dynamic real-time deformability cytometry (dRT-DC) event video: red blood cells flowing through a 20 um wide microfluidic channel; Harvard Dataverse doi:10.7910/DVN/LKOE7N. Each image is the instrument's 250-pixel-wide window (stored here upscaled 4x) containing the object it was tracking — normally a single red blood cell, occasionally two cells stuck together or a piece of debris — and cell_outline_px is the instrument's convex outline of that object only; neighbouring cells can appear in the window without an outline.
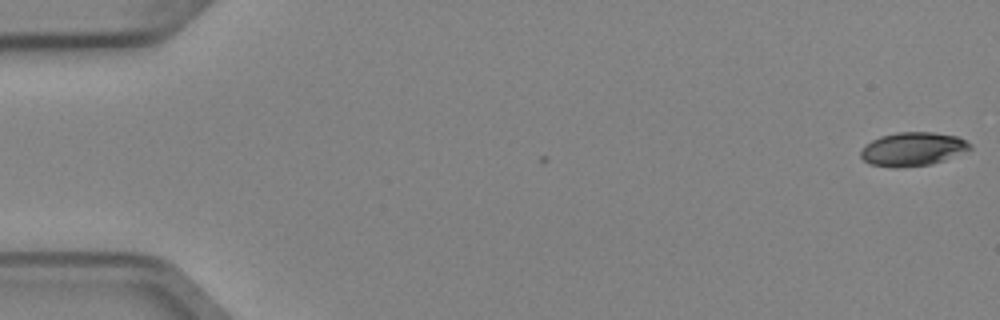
{"species": "Egyptian fruit bat (a non-hibernating species)", "species_latin": "Rousettus aegyptiacus", "temperature_condition": "cold", "stored_images_in_passage": 3, "camera_frame_rate_fps": 3000, "um_per_image_px": 0.085, "animal": {"sex": "female"}, "frame": {"image": 1, "passage_image": 1, "time_ms": 0.0, "image_size_px": [1000, 320], "cell_outline_px": [[972, 148], [944, 160], [932, 164], [900, 168], [892, 168], [868, 164], [860, 156], [860, 152], [872, 140], [880, 136], [896, 132], [932, 132], [956, 136], [972, 144]], "centroid_in_image_um": [77.56, 12.68], "position_along_channel_um": 7.4, "area_um2": 21.44}}